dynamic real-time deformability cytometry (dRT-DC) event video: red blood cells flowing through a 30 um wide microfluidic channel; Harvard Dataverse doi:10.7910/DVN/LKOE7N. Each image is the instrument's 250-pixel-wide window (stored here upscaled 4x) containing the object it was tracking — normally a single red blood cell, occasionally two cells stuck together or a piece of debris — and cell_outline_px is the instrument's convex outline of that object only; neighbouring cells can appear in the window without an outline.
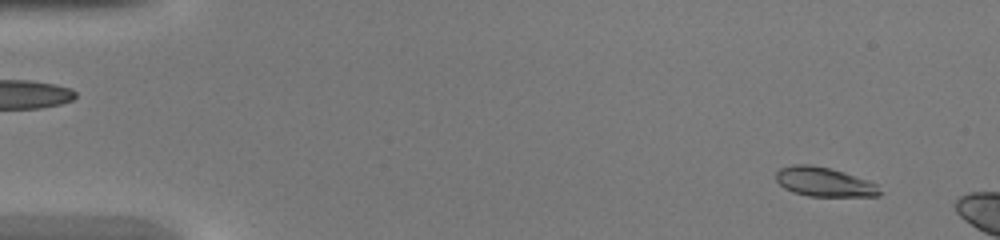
{"species": "common noctule bat (a hibernating species)", "species_latin": "Nyctalus noctula", "temperature_condition": "warm", "stored_images_in_passage": 7, "camera_frame_rate_fps": 3000, "um_per_image_px": 0.085, "animal": {"sex": "female", "body_mass_g": 20.0, "forearm_length_mm": 54.0}, "frame": {"image": 1, "passage_image": 3, "time_ms": 0.667, "image_size_px": [1000, 240], "cell_outline_px": [[884, 192], [880, 196], [808, 196], [792, 192], [784, 188], [776, 180], [776, 172], [780, 168], [792, 164], [812, 164], [844, 172], [868, 180], [876, 184]], "centroid_in_image_um": [70.06, 15.46], "position_along_channel_um": 14.9, "area_um2": 17.86}}